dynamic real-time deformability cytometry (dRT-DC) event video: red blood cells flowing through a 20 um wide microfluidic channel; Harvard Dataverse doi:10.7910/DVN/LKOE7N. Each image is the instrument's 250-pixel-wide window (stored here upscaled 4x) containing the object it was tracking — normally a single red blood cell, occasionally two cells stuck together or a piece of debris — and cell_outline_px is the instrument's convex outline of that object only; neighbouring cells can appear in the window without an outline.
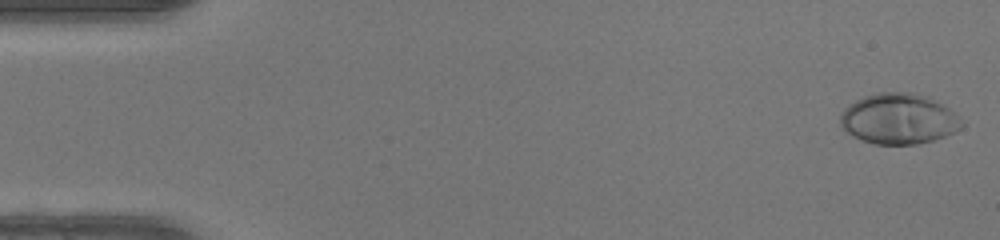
{"species": "human", "species_latin": "Homo sapiens", "temperature_condition": "warm", "stored_images_in_passage": 49, "camera_frame_rate_fps": 3000, "um_per_image_px": 0.085, "donor": {"sex": "female"}, "frame": {"image": 1, "passage_image": 1, "time_ms": 0.0, "image_size_px": [1000, 240], "cell_outline_px": [[964, 124], [956, 132], [932, 140], [916, 144], [876, 144], [860, 140], [852, 136], [840, 124], [840, 112], [848, 104], [864, 96], [880, 92], [912, 92], [928, 96], [944, 104], [960, 116]], "centroid_in_image_um": [76.4, 10.09], "position_along_channel_um": 8.6, "area_um2": 36.13}}
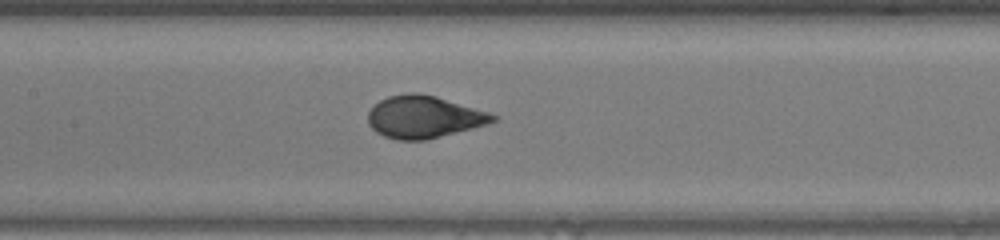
{"frame": {"image": 2, "passage_image": 23, "time_ms": 7.333, "image_size_px": [1000, 240], "cell_outline_px": [[500, 120], [488, 124], [424, 140], [396, 140], [384, 136], [376, 132], [368, 124], [368, 112], [380, 100], [388, 96], [408, 92], [416, 92], [436, 96], [488, 112], [500, 116]], "centroid_in_image_um": [36.04, 9.93], "position_along_channel_um": 171.4, "area_um2": 30.75}}
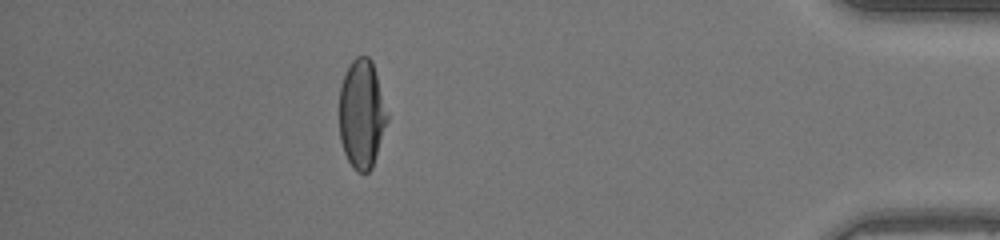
{"frame": {"image": 3, "passage_image": 43, "time_ms": 14.0, "image_size_px": [1000, 240], "cell_outline_px": [[388, 120], [372, 168], [368, 172], [356, 172], [352, 168], [344, 152], [340, 140], [340, 88], [344, 76], [352, 60], [356, 56], [368, 56], [372, 60], [388, 116]], "centroid_in_image_um": [30.74, 9.72], "position_along_channel_um": 404.5, "area_um2": 30.17}, "authors_computed_cell_mechanics": {"area_um2": 31.5588, "velocity_mm_per_s": 4.2425, "shape_relaxation_time_tau1_ms": 4.6914, "shape_relaxation_time_tau2_ms": null, "deformation_change_tau1": 0.2561, "deformation_change_tau2": null}}